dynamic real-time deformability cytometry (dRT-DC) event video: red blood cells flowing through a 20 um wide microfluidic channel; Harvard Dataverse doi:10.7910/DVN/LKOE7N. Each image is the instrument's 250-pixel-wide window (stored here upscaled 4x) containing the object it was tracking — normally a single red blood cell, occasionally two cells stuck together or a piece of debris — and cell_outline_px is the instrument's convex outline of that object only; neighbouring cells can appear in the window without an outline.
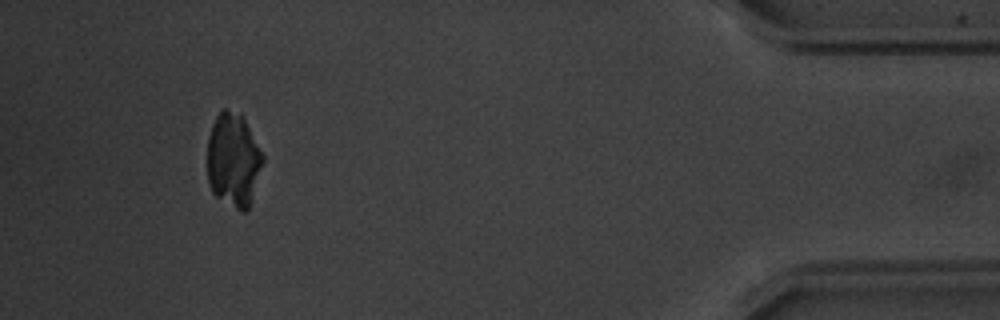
{"species": "common noctule bat (a hibernating species)", "species_latin": "Nyctalus noctula", "temperature_condition": "warm", "stored_images_in_passage": 37, "camera_frame_rate_fps": 3000, "um_per_image_px": 0.085, "animal": {"sex": "male", "body_mass_g": 20.1, "forearm_length_mm": 53.5}, "frame": {"image": 1, "passage_image": 34, "time_ms": 11.0, "image_size_px": [1000, 320], "cell_outline_px": [[264, 160], [248, 208], [244, 212], [240, 212], [216, 196], [212, 192], [208, 184], [208, 136], [212, 124], [216, 116], [224, 108], [240, 112], [264, 156]], "centroid_in_image_um": [19.82, 13.59], "position_along_channel_um": 415.4, "area_um2": 30.23}}